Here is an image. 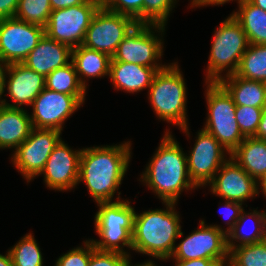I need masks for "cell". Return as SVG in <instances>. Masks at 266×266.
Returning a JSON list of instances; mask_svg holds the SVG:
<instances>
[{
  "instance_id": "47",
  "label": "cell",
  "mask_w": 266,
  "mask_h": 266,
  "mask_svg": "<svg viewBox=\"0 0 266 266\" xmlns=\"http://www.w3.org/2000/svg\"><path fill=\"white\" fill-rule=\"evenodd\" d=\"M253 5L266 11V0H249Z\"/></svg>"
},
{
  "instance_id": "22",
  "label": "cell",
  "mask_w": 266,
  "mask_h": 266,
  "mask_svg": "<svg viewBox=\"0 0 266 266\" xmlns=\"http://www.w3.org/2000/svg\"><path fill=\"white\" fill-rule=\"evenodd\" d=\"M225 77L223 76L219 83L232 96L236 106H252L256 108H264L266 106V83L246 80L236 74Z\"/></svg>"
},
{
  "instance_id": "5",
  "label": "cell",
  "mask_w": 266,
  "mask_h": 266,
  "mask_svg": "<svg viewBox=\"0 0 266 266\" xmlns=\"http://www.w3.org/2000/svg\"><path fill=\"white\" fill-rule=\"evenodd\" d=\"M118 192L116 201L98 202L99 210L94 219L96 232L101 240L90 239L95 249L100 251L119 252L127 256L124 246L132 250V233L135 209L130 201L121 200Z\"/></svg>"
},
{
  "instance_id": "24",
  "label": "cell",
  "mask_w": 266,
  "mask_h": 266,
  "mask_svg": "<svg viewBox=\"0 0 266 266\" xmlns=\"http://www.w3.org/2000/svg\"><path fill=\"white\" fill-rule=\"evenodd\" d=\"M230 157L258 181L266 172V140L246 137Z\"/></svg>"
},
{
  "instance_id": "15",
  "label": "cell",
  "mask_w": 266,
  "mask_h": 266,
  "mask_svg": "<svg viewBox=\"0 0 266 266\" xmlns=\"http://www.w3.org/2000/svg\"><path fill=\"white\" fill-rule=\"evenodd\" d=\"M195 144L186 156L188 173L196 187L208 185L227 161L225 148L206 130H199ZM226 152V153H225Z\"/></svg>"
},
{
  "instance_id": "19",
  "label": "cell",
  "mask_w": 266,
  "mask_h": 266,
  "mask_svg": "<svg viewBox=\"0 0 266 266\" xmlns=\"http://www.w3.org/2000/svg\"><path fill=\"white\" fill-rule=\"evenodd\" d=\"M69 59H72V48L44 34L22 64L46 77L55 69L69 64Z\"/></svg>"
},
{
  "instance_id": "43",
  "label": "cell",
  "mask_w": 266,
  "mask_h": 266,
  "mask_svg": "<svg viewBox=\"0 0 266 266\" xmlns=\"http://www.w3.org/2000/svg\"><path fill=\"white\" fill-rule=\"evenodd\" d=\"M5 68H6V64H4L0 60V104L4 100V99H2V95L4 93V75H5Z\"/></svg>"
},
{
  "instance_id": "46",
  "label": "cell",
  "mask_w": 266,
  "mask_h": 266,
  "mask_svg": "<svg viewBox=\"0 0 266 266\" xmlns=\"http://www.w3.org/2000/svg\"><path fill=\"white\" fill-rule=\"evenodd\" d=\"M261 186L258 189H261L264 196L266 197V172L263 174V176L258 180V186Z\"/></svg>"
},
{
  "instance_id": "18",
  "label": "cell",
  "mask_w": 266,
  "mask_h": 266,
  "mask_svg": "<svg viewBox=\"0 0 266 266\" xmlns=\"http://www.w3.org/2000/svg\"><path fill=\"white\" fill-rule=\"evenodd\" d=\"M6 73L8 77L6 76ZM6 77L9 78L6 80ZM46 79L43 75L29 69L22 63L7 64L4 75V92H7L12 104L4 99L2 105L21 108L22 105H30L45 88Z\"/></svg>"
},
{
  "instance_id": "3",
  "label": "cell",
  "mask_w": 266,
  "mask_h": 266,
  "mask_svg": "<svg viewBox=\"0 0 266 266\" xmlns=\"http://www.w3.org/2000/svg\"><path fill=\"white\" fill-rule=\"evenodd\" d=\"M166 210L155 209L135 213L132 250L159 260L171 258L176 239L183 236L176 203L164 202Z\"/></svg>"
},
{
  "instance_id": "12",
  "label": "cell",
  "mask_w": 266,
  "mask_h": 266,
  "mask_svg": "<svg viewBox=\"0 0 266 266\" xmlns=\"http://www.w3.org/2000/svg\"><path fill=\"white\" fill-rule=\"evenodd\" d=\"M61 131L33 128L28 138L14 151L12 163L27 182L39 176L55 146L61 140Z\"/></svg>"
},
{
  "instance_id": "31",
  "label": "cell",
  "mask_w": 266,
  "mask_h": 266,
  "mask_svg": "<svg viewBox=\"0 0 266 266\" xmlns=\"http://www.w3.org/2000/svg\"><path fill=\"white\" fill-rule=\"evenodd\" d=\"M51 12L50 0H19L14 17L45 28Z\"/></svg>"
},
{
  "instance_id": "44",
  "label": "cell",
  "mask_w": 266,
  "mask_h": 266,
  "mask_svg": "<svg viewBox=\"0 0 266 266\" xmlns=\"http://www.w3.org/2000/svg\"><path fill=\"white\" fill-rule=\"evenodd\" d=\"M0 266H13L9 251H7L6 255L0 254Z\"/></svg>"
},
{
  "instance_id": "49",
  "label": "cell",
  "mask_w": 266,
  "mask_h": 266,
  "mask_svg": "<svg viewBox=\"0 0 266 266\" xmlns=\"http://www.w3.org/2000/svg\"><path fill=\"white\" fill-rule=\"evenodd\" d=\"M222 266H234L229 260H227Z\"/></svg>"
},
{
  "instance_id": "1",
  "label": "cell",
  "mask_w": 266,
  "mask_h": 266,
  "mask_svg": "<svg viewBox=\"0 0 266 266\" xmlns=\"http://www.w3.org/2000/svg\"><path fill=\"white\" fill-rule=\"evenodd\" d=\"M131 142L83 148L79 160V179L98 202H112L127 172Z\"/></svg>"
},
{
  "instance_id": "11",
  "label": "cell",
  "mask_w": 266,
  "mask_h": 266,
  "mask_svg": "<svg viewBox=\"0 0 266 266\" xmlns=\"http://www.w3.org/2000/svg\"><path fill=\"white\" fill-rule=\"evenodd\" d=\"M99 8L88 1L64 9L53 10L45 34L71 48L82 45L91 19Z\"/></svg>"
},
{
  "instance_id": "4",
  "label": "cell",
  "mask_w": 266,
  "mask_h": 266,
  "mask_svg": "<svg viewBox=\"0 0 266 266\" xmlns=\"http://www.w3.org/2000/svg\"><path fill=\"white\" fill-rule=\"evenodd\" d=\"M183 77L177 62L166 65L154 75L148 99L157 118L178 126L189 137L187 92Z\"/></svg>"
},
{
  "instance_id": "34",
  "label": "cell",
  "mask_w": 266,
  "mask_h": 266,
  "mask_svg": "<svg viewBox=\"0 0 266 266\" xmlns=\"http://www.w3.org/2000/svg\"><path fill=\"white\" fill-rule=\"evenodd\" d=\"M129 263H131L129 256L119 252L97 250L91 242V256L88 266H127Z\"/></svg>"
},
{
  "instance_id": "10",
  "label": "cell",
  "mask_w": 266,
  "mask_h": 266,
  "mask_svg": "<svg viewBox=\"0 0 266 266\" xmlns=\"http://www.w3.org/2000/svg\"><path fill=\"white\" fill-rule=\"evenodd\" d=\"M136 24L130 16L99 8L91 19L82 45L112 58L118 45Z\"/></svg>"
},
{
  "instance_id": "45",
  "label": "cell",
  "mask_w": 266,
  "mask_h": 266,
  "mask_svg": "<svg viewBox=\"0 0 266 266\" xmlns=\"http://www.w3.org/2000/svg\"><path fill=\"white\" fill-rule=\"evenodd\" d=\"M92 4H95L98 8H106L112 0H86Z\"/></svg>"
},
{
  "instance_id": "20",
  "label": "cell",
  "mask_w": 266,
  "mask_h": 266,
  "mask_svg": "<svg viewBox=\"0 0 266 266\" xmlns=\"http://www.w3.org/2000/svg\"><path fill=\"white\" fill-rule=\"evenodd\" d=\"M26 111L0 104V149H16L28 138L33 125Z\"/></svg>"
},
{
  "instance_id": "33",
  "label": "cell",
  "mask_w": 266,
  "mask_h": 266,
  "mask_svg": "<svg viewBox=\"0 0 266 266\" xmlns=\"http://www.w3.org/2000/svg\"><path fill=\"white\" fill-rule=\"evenodd\" d=\"M263 108H256L252 106H236V120L241 133L245 137H253L261 119Z\"/></svg>"
},
{
  "instance_id": "8",
  "label": "cell",
  "mask_w": 266,
  "mask_h": 266,
  "mask_svg": "<svg viewBox=\"0 0 266 266\" xmlns=\"http://www.w3.org/2000/svg\"><path fill=\"white\" fill-rule=\"evenodd\" d=\"M153 30L162 35L165 26L136 24L118 45L112 59L151 67L156 71L163 69L166 65L156 63L163 55V41Z\"/></svg>"
},
{
  "instance_id": "39",
  "label": "cell",
  "mask_w": 266,
  "mask_h": 266,
  "mask_svg": "<svg viewBox=\"0 0 266 266\" xmlns=\"http://www.w3.org/2000/svg\"><path fill=\"white\" fill-rule=\"evenodd\" d=\"M175 266H221L215 260L194 259V260H176Z\"/></svg>"
},
{
  "instance_id": "28",
  "label": "cell",
  "mask_w": 266,
  "mask_h": 266,
  "mask_svg": "<svg viewBox=\"0 0 266 266\" xmlns=\"http://www.w3.org/2000/svg\"><path fill=\"white\" fill-rule=\"evenodd\" d=\"M45 88L73 96H85L86 88L80 83L74 64L70 61L46 77Z\"/></svg>"
},
{
  "instance_id": "17",
  "label": "cell",
  "mask_w": 266,
  "mask_h": 266,
  "mask_svg": "<svg viewBox=\"0 0 266 266\" xmlns=\"http://www.w3.org/2000/svg\"><path fill=\"white\" fill-rule=\"evenodd\" d=\"M81 151L69 148L62 139L59 141L39 174L44 175L47 187L59 191L75 188L79 179Z\"/></svg>"
},
{
  "instance_id": "30",
  "label": "cell",
  "mask_w": 266,
  "mask_h": 266,
  "mask_svg": "<svg viewBox=\"0 0 266 266\" xmlns=\"http://www.w3.org/2000/svg\"><path fill=\"white\" fill-rule=\"evenodd\" d=\"M229 261L234 266H266V239L233 247L229 250Z\"/></svg>"
},
{
  "instance_id": "23",
  "label": "cell",
  "mask_w": 266,
  "mask_h": 266,
  "mask_svg": "<svg viewBox=\"0 0 266 266\" xmlns=\"http://www.w3.org/2000/svg\"><path fill=\"white\" fill-rule=\"evenodd\" d=\"M71 61L74 64L80 83L85 88H87V84L84 78L109 76L111 57L106 53L79 45L72 48Z\"/></svg>"
},
{
  "instance_id": "40",
  "label": "cell",
  "mask_w": 266,
  "mask_h": 266,
  "mask_svg": "<svg viewBox=\"0 0 266 266\" xmlns=\"http://www.w3.org/2000/svg\"><path fill=\"white\" fill-rule=\"evenodd\" d=\"M86 0H50V4L53 10L69 8L79 4H84Z\"/></svg>"
},
{
  "instance_id": "6",
  "label": "cell",
  "mask_w": 266,
  "mask_h": 266,
  "mask_svg": "<svg viewBox=\"0 0 266 266\" xmlns=\"http://www.w3.org/2000/svg\"><path fill=\"white\" fill-rule=\"evenodd\" d=\"M206 82H219L224 76L235 74L249 42L239 22L230 14L214 31ZM227 69V70H226Z\"/></svg>"
},
{
  "instance_id": "26",
  "label": "cell",
  "mask_w": 266,
  "mask_h": 266,
  "mask_svg": "<svg viewBox=\"0 0 266 266\" xmlns=\"http://www.w3.org/2000/svg\"><path fill=\"white\" fill-rule=\"evenodd\" d=\"M248 218L253 219V221L255 222L254 224L255 226L253 225L251 226V229L253 227L252 232L249 233H247L248 231L245 232L246 230L243 231L246 225L245 223H247ZM265 239H266L265 211L260 212L257 210H253V212L245 213V211L243 210L240 215V218L235 223L234 228L227 234V245L228 249L230 250L236 246L258 243ZM233 241L239 242V244L236 245L235 242Z\"/></svg>"
},
{
  "instance_id": "32",
  "label": "cell",
  "mask_w": 266,
  "mask_h": 266,
  "mask_svg": "<svg viewBox=\"0 0 266 266\" xmlns=\"http://www.w3.org/2000/svg\"><path fill=\"white\" fill-rule=\"evenodd\" d=\"M176 0H144L143 24L166 26Z\"/></svg>"
},
{
  "instance_id": "7",
  "label": "cell",
  "mask_w": 266,
  "mask_h": 266,
  "mask_svg": "<svg viewBox=\"0 0 266 266\" xmlns=\"http://www.w3.org/2000/svg\"><path fill=\"white\" fill-rule=\"evenodd\" d=\"M208 116L205 127L230 155L246 138L236 120V104L219 82H206Z\"/></svg>"
},
{
  "instance_id": "25",
  "label": "cell",
  "mask_w": 266,
  "mask_h": 266,
  "mask_svg": "<svg viewBox=\"0 0 266 266\" xmlns=\"http://www.w3.org/2000/svg\"><path fill=\"white\" fill-rule=\"evenodd\" d=\"M238 5L239 10L232 16L243 28L249 44L266 45V11L249 0H243Z\"/></svg>"
},
{
  "instance_id": "13",
  "label": "cell",
  "mask_w": 266,
  "mask_h": 266,
  "mask_svg": "<svg viewBox=\"0 0 266 266\" xmlns=\"http://www.w3.org/2000/svg\"><path fill=\"white\" fill-rule=\"evenodd\" d=\"M45 34V28L16 17L0 19V60L22 63Z\"/></svg>"
},
{
  "instance_id": "29",
  "label": "cell",
  "mask_w": 266,
  "mask_h": 266,
  "mask_svg": "<svg viewBox=\"0 0 266 266\" xmlns=\"http://www.w3.org/2000/svg\"><path fill=\"white\" fill-rule=\"evenodd\" d=\"M13 266H43L41 250L31 233L22 237L10 250H8Z\"/></svg>"
},
{
  "instance_id": "14",
  "label": "cell",
  "mask_w": 266,
  "mask_h": 266,
  "mask_svg": "<svg viewBox=\"0 0 266 266\" xmlns=\"http://www.w3.org/2000/svg\"><path fill=\"white\" fill-rule=\"evenodd\" d=\"M85 96H73L44 88L34 99L30 119L33 128L63 130V124L84 103Z\"/></svg>"
},
{
  "instance_id": "38",
  "label": "cell",
  "mask_w": 266,
  "mask_h": 266,
  "mask_svg": "<svg viewBox=\"0 0 266 266\" xmlns=\"http://www.w3.org/2000/svg\"><path fill=\"white\" fill-rule=\"evenodd\" d=\"M19 0H0V19L14 17Z\"/></svg>"
},
{
  "instance_id": "41",
  "label": "cell",
  "mask_w": 266,
  "mask_h": 266,
  "mask_svg": "<svg viewBox=\"0 0 266 266\" xmlns=\"http://www.w3.org/2000/svg\"><path fill=\"white\" fill-rule=\"evenodd\" d=\"M254 137L266 140V106L262 110L261 119Z\"/></svg>"
},
{
  "instance_id": "37",
  "label": "cell",
  "mask_w": 266,
  "mask_h": 266,
  "mask_svg": "<svg viewBox=\"0 0 266 266\" xmlns=\"http://www.w3.org/2000/svg\"><path fill=\"white\" fill-rule=\"evenodd\" d=\"M224 203H225L224 208L226 211L224 213H226L225 216L229 220L228 223H226L229 226H228V228H226V230L224 229V232L226 234H228L234 228L235 223L240 218V215H241L242 211L244 210L243 209L244 207H242L243 204L238 203V202H234V201L225 200ZM221 215L224 216L223 213H221Z\"/></svg>"
},
{
  "instance_id": "36",
  "label": "cell",
  "mask_w": 266,
  "mask_h": 266,
  "mask_svg": "<svg viewBox=\"0 0 266 266\" xmlns=\"http://www.w3.org/2000/svg\"><path fill=\"white\" fill-rule=\"evenodd\" d=\"M144 0H112L106 9L132 17L137 24H143Z\"/></svg>"
},
{
  "instance_id": "16",
  "label": "cell",
  "mask_w": 266,
  "mask_h": 266,
  "mask_svg": "<svg viewBox=\"0 0 266 266\" xmlns=\"http://www.w3.org/2000/svg\"><path fill=\"white\" fill-rule=\"evenodd\" d=\"M209 186L213 194L241 204L249 198L253 199L260 192L258 181L246 173L230 156L217 171Z\"/></svg>"
},
{
  "instance_id": "21",
  "label": "cell",
  "mask_w": 266,
  "mask_h": 266,
  "mask_svg": "<svg viewBox=\"0 0 266 266\" xmlns=\"http://www.w3.org/2000/svg\"><path fill=\"white\" fill-rule=\"evenodd\" d=\"M156 72L151 67L114 61L111 58L109 77L116 90L134 93L149 88Z\"/></svg>"
},
{
  "instance_id": "35",
  "label": "cell",
  "mask_w": 266,
  "mask_h": 266,
  "mask_svg": "<svg viewBox=\"0 0 266 266\" xmlns=\"http://www.w3.org/2000/svg\"><path fill=\"white\" fill-rule=\"evenodd\" d=\"M85 247H76L62 254L55 266H88L91 256V240L84 241Z\"/></svg>"
},
{
  "instance_id": "9",
  "label": "cell",
  "mask_w": 266,
  "mask_h": 266,
  "mask_svg": "<svg viewBox=\"0 0 266 266\" xmlns=\"http://www.w3.org/2000/svg\"><path fill=\"white\" fill-rule=\"evenodd\" d=\"M199 222L198 229L175 246L171 257L175 260H215L222 266L229 260L227 234L221 226H208L204 220Z\"/></svg>"
},
{
  "instance_id": "27",
  "label": "cell",
  "mask_w": 266,
  "mask_h": 266,
  "mask_svg": "<svg viewBox=\"0 0 266 266\" xmlns=\"http://www.w3.org/2000/svg\"><path fill=\"white\" fill-rule=\"evenodd\" d=\"M235 74L246 80L266 83V45L249 44Z\"/></svg>"
},
{
  "instance_id": "48",
  "label": "cell",
  "mask_w": 266,
  "mask_h": 266,
  "mask_svg": "<svg viewBox=\"0 0 266 266\" xmlns=\"http://www.w3.org/2000/svg\"><path fill=\"white\" fill-rule=\"evenodd\" d=\"M154 261L151 260H147L142 264H135L134 266H157L155 265V263H153ZM127 266H133V264L131 265L130 263Z\"/></svg>"
},
{
  "instance_id": "2",
  "label": "cell",
  "mask_w": 266,
  "mask_h": 266,
  "mask_svg": "<svg viewBox=\"0 0 266 266\" xmlns=\"http://www.w3.org/2000/svg\"><path fill=\"white\" fill-rule=\"evenodd\" d=\"M186 154L169 130L141 175V180L164 202L176 203L183 190L197 188L188 173Z\"/></svg>"
},
{
  "instance_id": "42",
  "label": "cell",
  "mask_w": 266,
  "mask_h": 266,
  "mask_svg": "<svg viewBox=\"0 0 266 266\" xmlns=\"http://www.w3.org/2000/svg\"><path fill=\"white\" fill-rule=\"evenodd\" d=\"M233 1V0H192L190 7H200V6H207V5H222L225 4L226 2ZM238 4L242 2L243 0H237Z\"/></svg>"
}]
</instances>
